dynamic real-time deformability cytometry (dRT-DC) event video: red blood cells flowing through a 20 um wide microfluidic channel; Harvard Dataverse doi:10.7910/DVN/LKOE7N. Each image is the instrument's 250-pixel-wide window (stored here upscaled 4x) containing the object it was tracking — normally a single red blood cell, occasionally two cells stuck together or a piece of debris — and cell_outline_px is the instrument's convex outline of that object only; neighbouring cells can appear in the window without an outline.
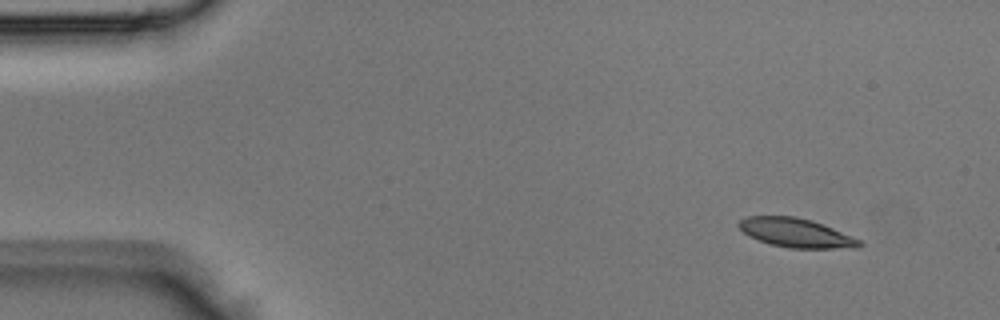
{"species": "Egyptian fruit bat (a non-hibernating species)", "species_latin": "Rousettus aegyptiacus", "temperature_condition": "room temperature", "stored_images_in_passage": 3, "camera_frame_rate_fps": 3000, "um_per_image_px": 0.085, "animal": {"sex": "male"}, "frame": {"image": 1, "passage_image": 1, "time_ms": 0.0, "image_size_px": [1000, 320], "cell_outline_px": [[864, 244], [860, 248], [788, 248], [772, 244], [748, 236], [736, 224], [740, 220], [748, 216], [796, 216], [812, 220], [852, 236], [860, 240]], "centroid_in_image_um": [67.68, 19.79], "position_along_channel_um": 17.3, "area_um2": 20.35}}